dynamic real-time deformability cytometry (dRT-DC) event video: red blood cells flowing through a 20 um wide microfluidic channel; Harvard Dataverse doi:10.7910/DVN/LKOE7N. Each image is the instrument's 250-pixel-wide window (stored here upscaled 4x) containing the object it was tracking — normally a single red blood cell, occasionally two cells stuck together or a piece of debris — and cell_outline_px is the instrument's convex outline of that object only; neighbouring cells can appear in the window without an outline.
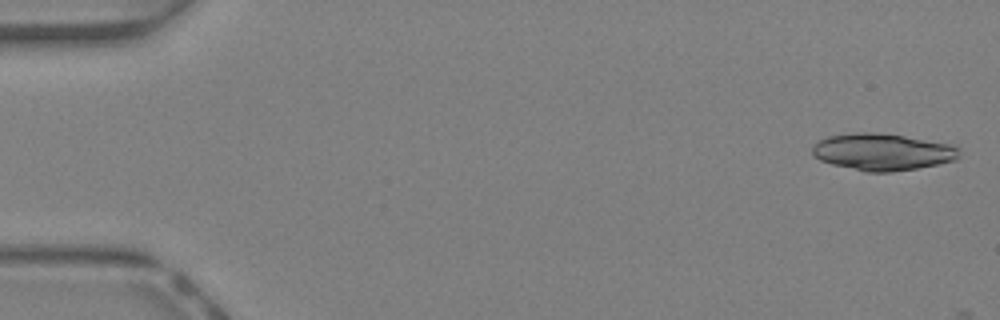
{"species": "Egyptian fruit bat (a non-hibernating species)", "species_latin": "Rousettus aegyptiacus", "temperature_condition": "warm", "stored_images_in_passage": 4, "camera_frame_rate_fps": 3000, "um_per_image_px": 0.085, "animal": {"sex": "female"}, "frame": {"image": 1, "passage_image": 1, "time_ms": 0.0, "image_size_px": [1000, 320], "cell_outline_px": [[960, 156], [956, 160], [916, 168], [892, 172], [864, 172], [832, 164], [820, 160], [812, 156], [812, 148], [820, 140], [828, 136], [856, 132], [876, 132], [904, 136], [948, 144], [960, 148]], "centroid_in_image_um": [74.99, 12.92], "position_along_channel_um": 10.0, "area_um2": 31.5}}